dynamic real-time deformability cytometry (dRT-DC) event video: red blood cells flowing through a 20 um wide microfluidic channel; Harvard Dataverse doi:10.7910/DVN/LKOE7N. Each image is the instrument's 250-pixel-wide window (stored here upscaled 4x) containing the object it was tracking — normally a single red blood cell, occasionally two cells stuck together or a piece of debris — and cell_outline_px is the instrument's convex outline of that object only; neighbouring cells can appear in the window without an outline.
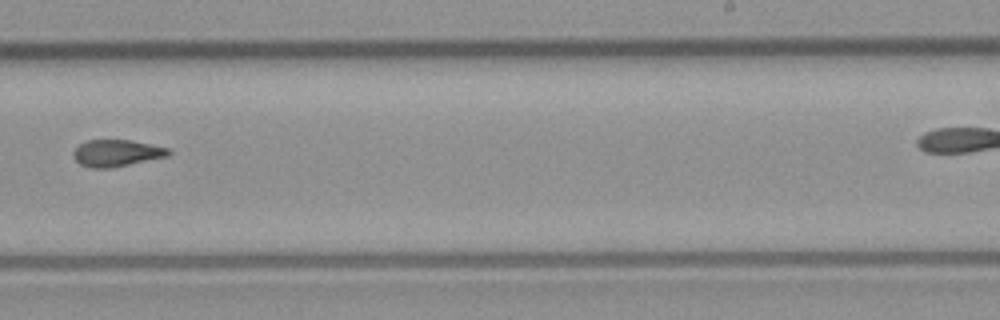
{"species": "common noctule bat (a hibernating species)", "species_latin": "Nyctalus noctula", "temperature_condition": "room temperature", "stored_images_in_passage": 10, "segment_of_instrument_passage": [1, 2], "camera_frame_rate_fps": 3000, "um_per_image_px": 0.085, "animal": {"sex": "male", "body_mass_g": 23.1, "forearm_length_mm": 52.7}, "frame": {"image": 1, "passage_image": 9, "time_ms": 2.667, "image_size_px": [1000, 320], "cell_outline_px": [[172, 152], [168, 156], [112, 168], [92, 168], [80, 164], [72, 156], [72, 152], [80, 144], [88, 140], [132, 140], [168, 148]], "centroid_in_image_um": [9.91, 13.01], "position_along_channel_um": 279.1, "area_um2": 14.85}}